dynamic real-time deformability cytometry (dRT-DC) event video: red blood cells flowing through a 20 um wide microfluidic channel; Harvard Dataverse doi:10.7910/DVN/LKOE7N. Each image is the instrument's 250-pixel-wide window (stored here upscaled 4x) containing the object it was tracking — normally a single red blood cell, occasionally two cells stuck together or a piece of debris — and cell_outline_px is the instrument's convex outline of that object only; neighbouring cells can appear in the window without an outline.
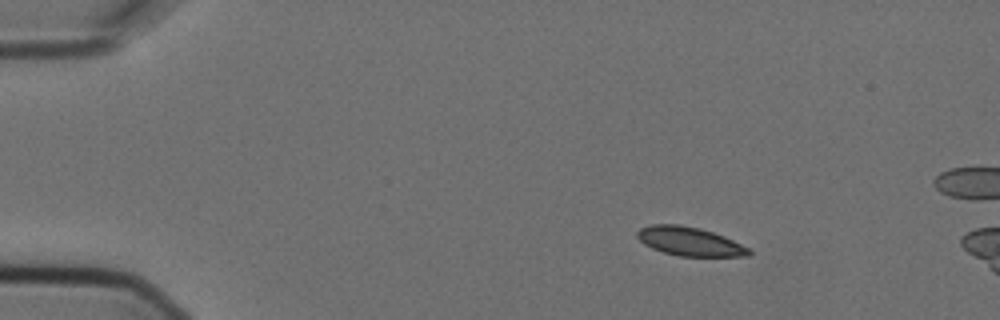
{"species": "Egyptian fruit bat (a non-hibernating species)", "species_latin": "Rousettus aegyptiacus", "temperature_condition": "cold", "stored_images_in_passage": 6, "camera_frame_rate_fps": 3000, "um_per_image_px": 0.085, "animal": {"sex": "female"}, "frame": {"image": 1, "passage_image": 1, "time_ms": 0.0, "image_size_px": [1000, 320], "cell_outline_px": [[752, 256], [680, 256], [664, 252], [652, 248], [644, 244], [636, 236], [636, 232], [640, 228], [652, 224], [680, 224], [700, 228], [724, 236], [752, 248]], "centroid_in_image_um": [58.66, 20.52], "position_along_channel_um": 26.3, "area_um2": 18.9}}
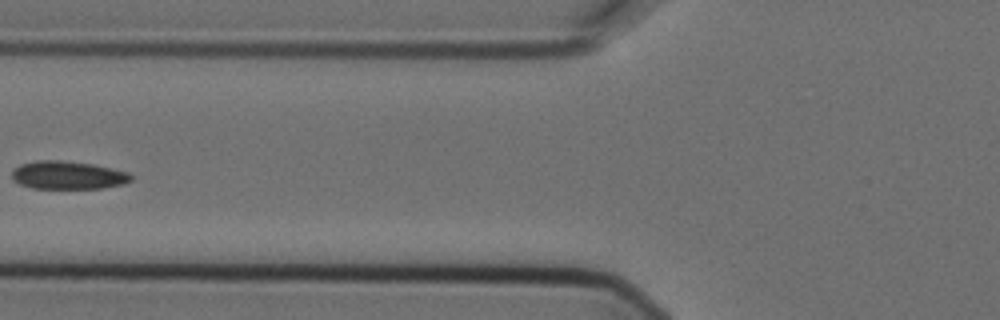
{"frame": {"image": 2, "passage_image": 5, "time_ms": 1.333, "image_size_px": [1000, 320], "cell_outline_px": [[132, 180], [124, 184], [100, 188], [32, 188], [20, 184], [12, 180], [12, 172], [20, 164], [36, 160], [60, 160], [92, 164], [112, 168], [128, 172], [132, 176]], "centroid_in_image_um": [5.77, 14.88], "position_along_channel_um": 120.0, "area_um2": 19.48}}
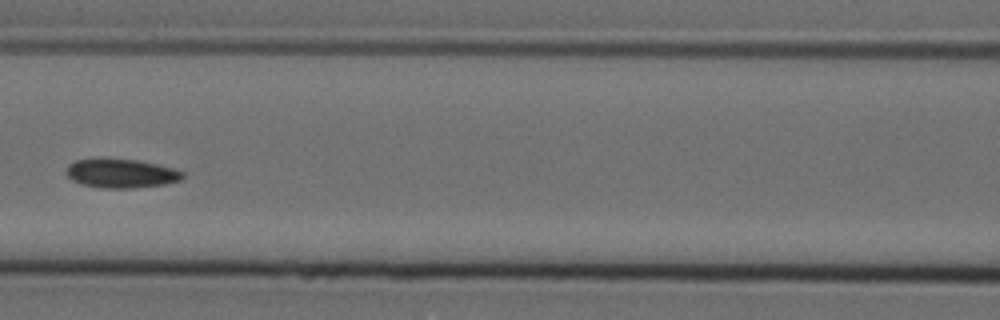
{"frame": {"image": 3, "passage_image": 6, "time_ms": 1.667, "image_size_px": [1000, 320], "cell_outline_px": [[184, 176], [180, 180], [164, 184], [132, 188], [100, 188], [80, 184], [72, 180], [64, 172], [68, 164], [76, 160], [100, 156], [136, 160], [156, 164], [172, 168], [184, 172]], "centroid_in_image_um": [10.21, 14.71], "position_along_channel_um": 156.4, "area_um2": 20.17}}